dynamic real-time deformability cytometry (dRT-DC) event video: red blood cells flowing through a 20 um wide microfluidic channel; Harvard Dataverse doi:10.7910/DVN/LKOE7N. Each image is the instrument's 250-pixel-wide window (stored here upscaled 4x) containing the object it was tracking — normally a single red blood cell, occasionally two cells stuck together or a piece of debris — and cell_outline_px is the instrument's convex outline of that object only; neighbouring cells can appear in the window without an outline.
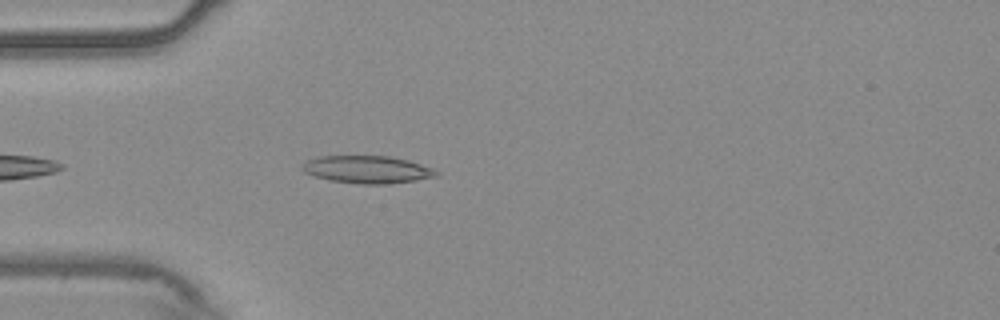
{"species": "common noctule bat (a hibernating species)", "species_latin": "Nyctalus noctula", "temperature_condition": "warm", "stored_images_in_passage": 28, "camera_frame_rate_fps": 3000, "um_per_image_px": 0.085, "animal": {"sex": "male", "body_mass_g": 20.4}, "frame": {"image": 1, "passage_image": 5, "time_ms": 1.333, "image_size_px": [1000, 320], "cell_outline_px": [[440, 172], [436, 176], [416, 180], [384, 184], [360, 184], [328, 180], [304, 172], [300, 168], [304, 160], [316, 156], [388, 156], [408, 160], [432, 168]], "centroid_in_image_um": [31.16, 14.4], "position_along_channel_um": 53.8, "area_um2": 21.56}}